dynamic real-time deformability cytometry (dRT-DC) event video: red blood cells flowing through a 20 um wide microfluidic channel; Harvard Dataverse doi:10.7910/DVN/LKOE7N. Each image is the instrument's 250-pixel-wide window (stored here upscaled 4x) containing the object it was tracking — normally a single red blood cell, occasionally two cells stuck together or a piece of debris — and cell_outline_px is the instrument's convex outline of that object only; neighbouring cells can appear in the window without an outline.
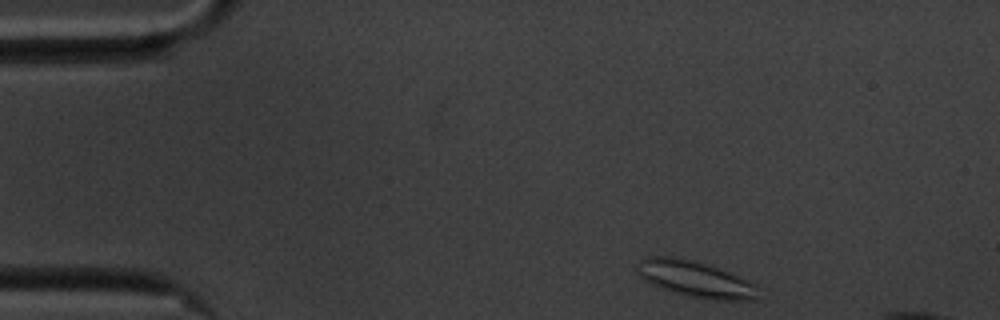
{"species": "common noctule bat (a hibernating species)", "species_latin": "Nyctalus noctula", "temperature_condition": "cold", "stored_images_in_passage": 51, "camera_frame_rate_fps": 3000, "um_per_image_px": 0.085, "animal": {"sex": "male", "body_mass_g": 20.1, "forearm_length_mm": 53.5}, "frame": {"image": 1, "passage_image": 1, "time_ms": 0.0, "image_size_px": [1000, 320], "cell_outline_px": [[756, 300], [712, 300], [688, 296], [672, 292], [660, 288], [644, 280], [636, 272], [636, 264], [640, 260], [648, 256], [676, 256], [696, 260], [728, 272], [756, 284]], "centroid_in_image_um": [59.03, 23.71], "position_along_channel_um": 26.0, "area_um2": 25.66}}
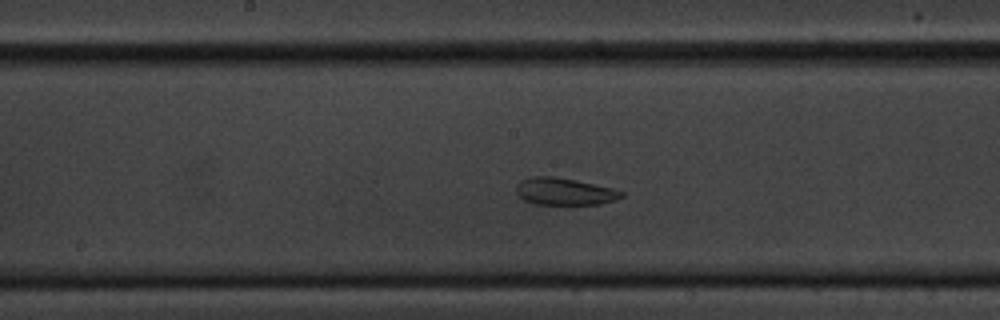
{"frame": {"image": 2, "passage_image": 22, "time_ms": 7.0, "image_size_px": [1000, 320], "cell_outline_px": [[624, 196], [616, 200], [600, 204], [532, 204], [524, 200], [516, 192], [516, 184], [520, 180], [528, 176], [556, 176], [576, 180], [612, 188], [624, 192]], "centroid_in_image_um": [47.95, 16.27], "position_along_channel_um": 200.2, "area_um2": 16.82}}
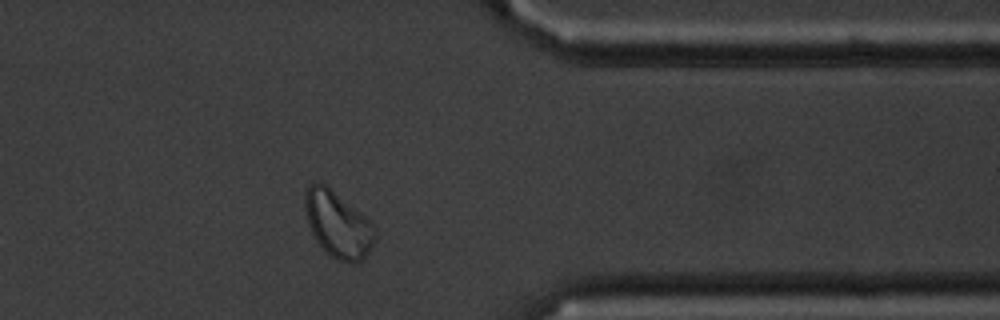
{"frame": {"image": 3, "passage_image": 39, "time_ms": 12.667, "image_size_px": [1000, 320], "cell_outline_px": [[376, 240], [368, 252], [356, 264], [348, 264], [336, 260], [316, 240], [308, 224], [304, 208], [304, 192], [308, 184], [316, 180], [320, 180], [364, 216], [376, 228]], "centroid_in_image_um": [28.69, 19.06], "position_along_channel_um": 382.7, "area_um2": 26.99}, "authors_computed_cell_mechanics": {"area_um2": 21.2704, "velocity_mm_per_s": 3.427, "shape_relaxation_time_tau1_ms": null, "shape_relaxation_time_tau2_ms": 1.8109, "deformation_change_tau1": null, "deformation_change_tau2": 0.0825}}